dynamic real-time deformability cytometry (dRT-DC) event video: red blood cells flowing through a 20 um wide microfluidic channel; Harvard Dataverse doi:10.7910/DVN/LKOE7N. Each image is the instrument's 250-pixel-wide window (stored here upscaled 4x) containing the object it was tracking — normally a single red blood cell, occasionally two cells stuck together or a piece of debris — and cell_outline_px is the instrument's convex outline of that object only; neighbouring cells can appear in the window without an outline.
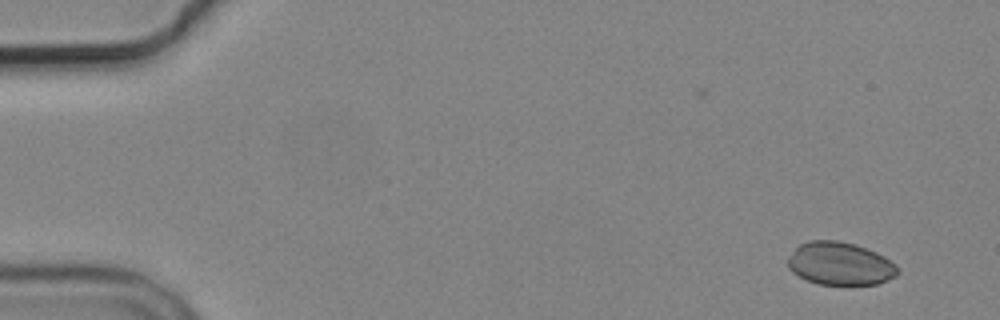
{"species": "common noctule bat (a hibernating species)", "species_latin": "Nyctalus noctula", "temperature_condition": "cold", "stored_images_in_passage": 3, "camera_frame_rate_fps": 3000, "um_per_image_px": 0.085, "animal": {"sex": "male", "body_mass_g": 19.2, "forearm_length_mm": 51.8}, "frame": {"image": 1, "passage_image": 3, "time_ms": 2.333, "image_size_px": [1000, 320], "cell_outline_px": [[900, 272], [896, 276], [876, 284], [820, 284], [808, 280], [792, 272], [788, 268], [788, 256], [800, 244], [808, 240], [836, 240], [856, 244], [876, 252], [884, 256], [896, 264]], "centroid_in_image_um": [71.41, 22.39], "position_along_channel_um": 13.6, "area_um2": 27.46}}